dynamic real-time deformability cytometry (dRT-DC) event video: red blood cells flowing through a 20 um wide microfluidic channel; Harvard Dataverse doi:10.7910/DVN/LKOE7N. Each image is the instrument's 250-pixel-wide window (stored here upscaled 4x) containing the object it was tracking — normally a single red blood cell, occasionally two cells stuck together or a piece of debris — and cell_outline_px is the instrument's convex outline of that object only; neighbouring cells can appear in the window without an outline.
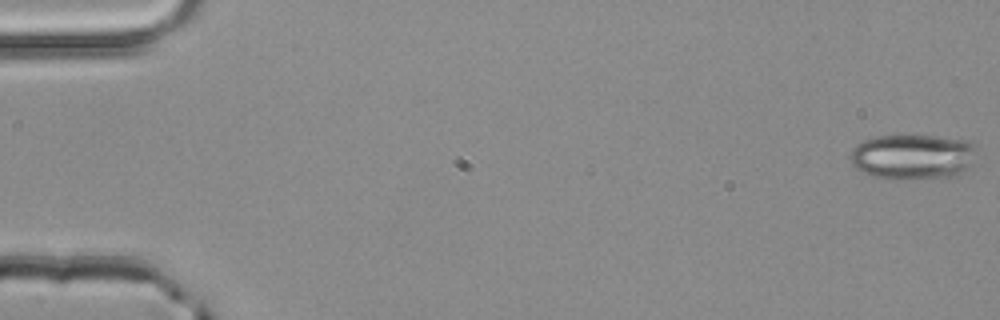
{"species": "common noctule bat (a hibernating species)", "species_latin": "Nyctalus noctula", "temperature_condition": "room temperature", "stored_images_in_passage": 52, "camera_frame_rate_fps": 3000, "um_per_image_px": 0.085, "animal": {"sex": "male", "body_mass_g": 20.4}, "frame": {"image": 1, "passage_image": 1, "time_ms": 0.0, "image_size_px": [1000, 320], "cell_outline_px": [[972, 164], [956, 176], [936, 180], [892, 180], [872, 176], [856, 168], [852, 164], [848, 156], [852, 148], [864, 140], [876, 136], [936, 136], [972, 140]], "centroid_in_image_um": [77.55, 13.36], "position_along_channel_um": 7.4, "area_um2": 33.93}}
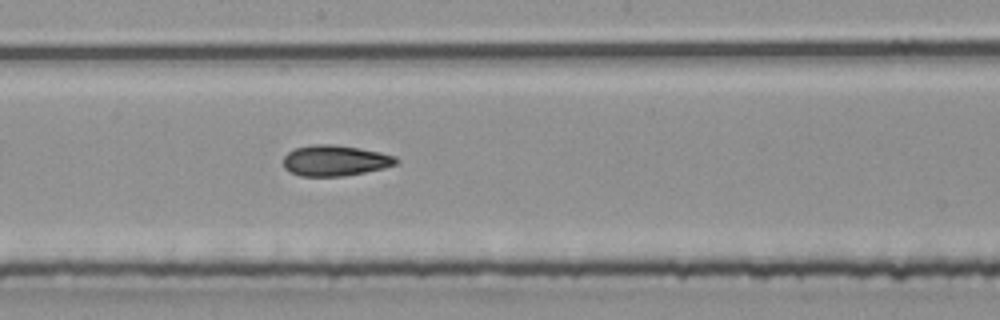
{"frame": {"image": 2, "passage_image": 29, "time_ms": 9.333, "image_size_px": [1000, 320], "cell_outline_px": [[400, 160], [396, 164], [384, 168], [344, 176], [300, 176], [284, 168], [284, 156], [288, 152], [296, 148], [312, 144], [336, 144], [380, 152], [396, 156]], "centroid_in_image_um": [28.5, 13.64], "position_along_channel_um": 219.7, "area_um2": 20.23}}
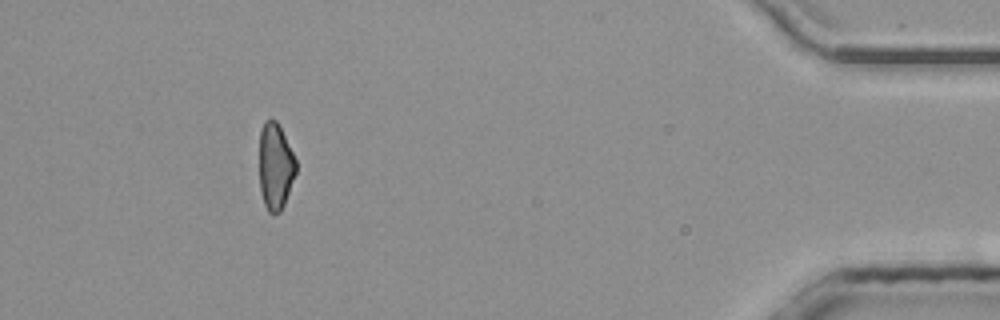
{"frame": {"image": 3, "passage_image": 48, "time_ms": 15.667, "image_size_px": [1000, 320], "cell_outline_px": [[296, 172], [284, 204], [280, 212], [272, 216], [268, 212], [264, 204], [260, 192], [260, 128], [264, 120], [276, 120], [296, 160]], "centroid_in_image_um": [23.39, 14.18], "position_along_channel_um": 411.8, "area_um2": 18.38}, "authors_computed_cell_mechanics": {"area_um2": 20.3456, "velocity_mm_per_s": 4.0417, "shape_relaxation_time_tau1_ms": null, "shape_relaxation_time_tau2_ms": 5.0633, "deformation_change_tau1": null, "deformation_change_tau2": 0.1294}}